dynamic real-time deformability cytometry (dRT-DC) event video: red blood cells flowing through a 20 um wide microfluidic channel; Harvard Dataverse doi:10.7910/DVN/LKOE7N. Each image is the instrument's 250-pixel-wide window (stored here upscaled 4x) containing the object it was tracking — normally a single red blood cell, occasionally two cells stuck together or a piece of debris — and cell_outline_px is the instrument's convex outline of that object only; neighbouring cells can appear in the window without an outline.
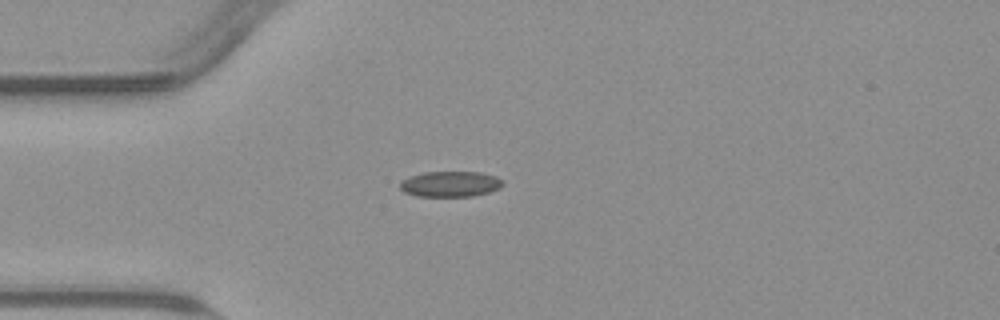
{"species": "common noctule bat (a hibernating species)", "species_latin": "Nyctalus noctula", "temperature_condition": "warm", "stored_images_in_passage": 41, "camera_frame_rate_fps": 3000, "um_per_image_px": 0.085, "animal": {"sex": "male", "body_mass_g": 23.1, "forearm_length_mm": 52.7}, "frame": {"image": 1, "passage_image": 1, "time_ms": 0.0, "image_size_px": [1000, 320], "cell_outline_px": [[504, 184], [500, 188], [488, 192], [472, 196], [416, 196], [404, 192], [400, 188], [400, 184], [408, 176], [424, 172], [480, 172], [496, 176], [504, 180]], "centroid_in_image_um": [38.3, 15.63], "position_along_channel_um": 46.7, "area_um2": 15.37}}
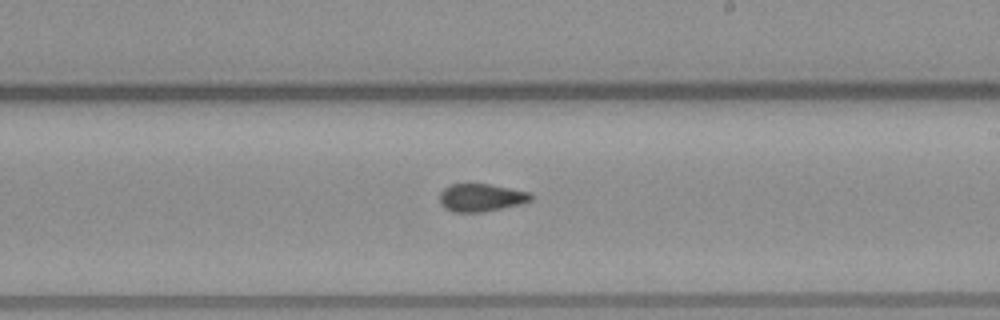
{"frame": {"image": 2, "passage_image": 18, "time_ms": 5.667, "image_size_px": [1000, 320], "cell_outline_px": [[532, 200], [524, 204], [480, 212], [452, 212], [444, 208], [440, 204], [440, 192], [444, 188], [452, 184], [488, 184], [532, 192]], "centroid_in_image_um": [40.91, 16.8], "position_along_channel_um": 248.1, "area_um2": 14.91}}
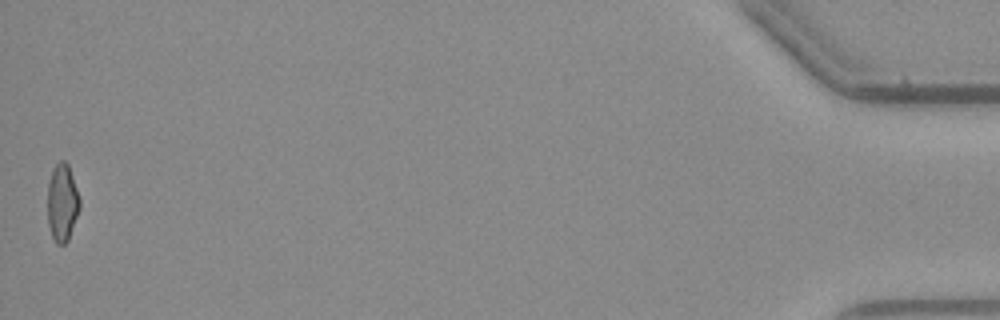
{"frame": {"image": 3, "passage_image": 41, "time_ms": 13.333, "image_size_px": [1000, 320], "cell_outline_px": [[80, 208], [68, 240], [64, 244], [56, 244], [52, 236], [48, 224], [48, 184], [52, 168], [60, 160], [64, 160], [68, 164], [80, 200]], "centroid_in_image_um": [5.28, 17.22], "position_along_channel_um": 429.9, "area_um2": 14.45}, "authors_computed_cell_mechanics": {"area_um2": 15.028, "velocity_mm_per_s": 3.7902, "shape_relaxation_time_tau1_ms": null, "shape_relaxation_time_tau2_ms": 2.4046, "deformation_change_tau1": null, "deformation_change_tau2": 0.089}}